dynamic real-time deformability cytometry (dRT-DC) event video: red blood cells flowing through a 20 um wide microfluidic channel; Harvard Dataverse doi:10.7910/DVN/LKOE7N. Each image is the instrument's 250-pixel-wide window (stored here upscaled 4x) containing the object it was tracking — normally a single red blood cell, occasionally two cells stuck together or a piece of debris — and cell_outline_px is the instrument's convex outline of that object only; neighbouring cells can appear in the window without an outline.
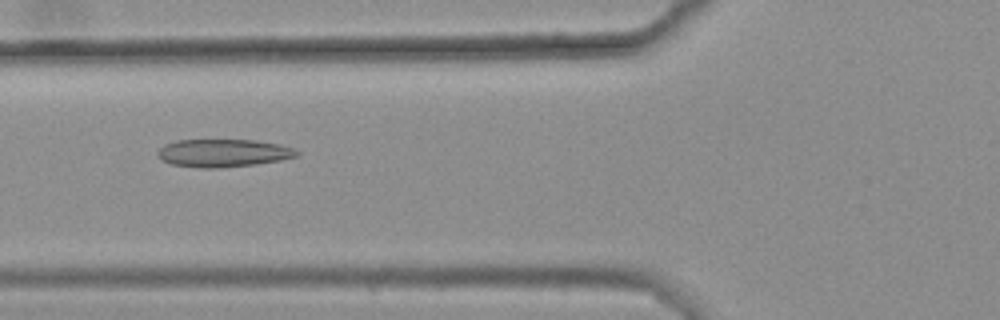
{"species": "common noctule bat (a hibernating species)", "species_latin": "Nyctalus noctula", "temperature_condition": "warm", "stored_images_in_passage": 34, "camera_frame_rate_fps": 3000, "um_per_image_px": 0.085, "animal": {"sex": "female", "body_mass_g": 25.1}, "frame": {"image": 1, "passage_image": 5, "time_ms": 1.333, "image_size_px": [1000, 320], "cell_outline_px": [[300, 152], [296, 156], [280, 160], [256, 164], [220, 168], [200, 168], [172, 164], [156, 156], [156, 152], [164, 144], [176, 140], [256, 140], [280, 144], [292, 148]], "centroid_in_image_um": [18.95, 13.0], "position_along_channel_um": 106.8, "area_um2": 22.6}}
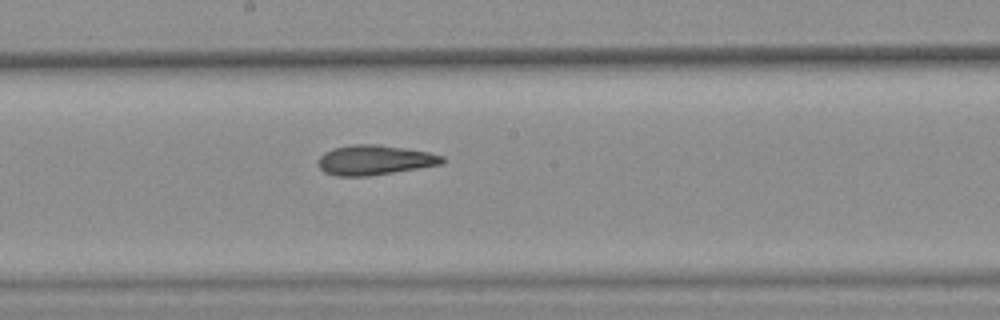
{"frame": {"image": 2, "passage_image": 14, "time_ms": 4.333, "image_size_px": [1000, 320], "cell_outline_px": [[444, 160], [440, 164], [368, 176], [336, 176], [324, 172], [320, 168], [320, 156], [324, 152], [332, 148], [352, 144], [376, 144], [404, 148], [428, 152], [444, 156]], "centroid_in_image_um": [31.8, 13.59], "position_along_channel_um": 216.4, "area_um2": 21.27}}
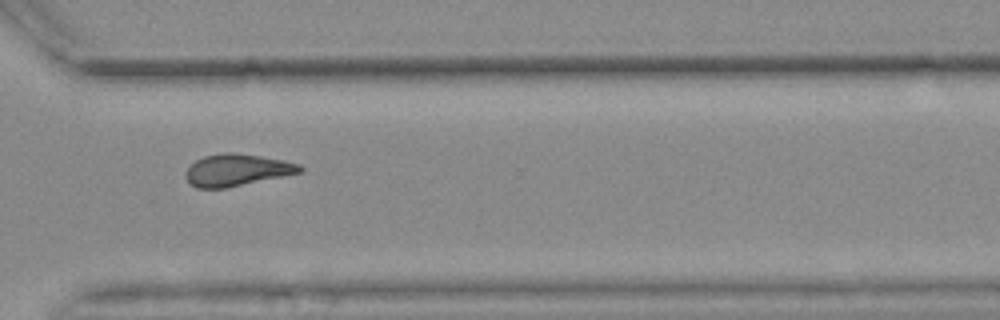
{"frame": {"image": 3, "passage_image": 25, "time_ms": 8.0, "image_size_px": [1000, 320], "cell_outline_px": [[304, 172], [228, 188], [196, 188], [188, 184], [184, 176], [184, 172], [196, 160], [204, 156], [224, 152], [228, 152], [260, 156], [284, 160], [300, 164], [304, 168]], "centroid_in_image_um": [20.13, 14.47], "position_along_channel_um": 350.5, "area_um2": 21.56}, "authors_computed_cell_mechanics": {"area_um2": 21.1548, "velocity_mm_per_s": 3.649, "shape_relaxation_time_tau1_ms": null, "shape_relaxation_time_tau2_ms": 4.7543, "deformation_change_tau1": null, "deformation_change_tau2": 0.1216}}